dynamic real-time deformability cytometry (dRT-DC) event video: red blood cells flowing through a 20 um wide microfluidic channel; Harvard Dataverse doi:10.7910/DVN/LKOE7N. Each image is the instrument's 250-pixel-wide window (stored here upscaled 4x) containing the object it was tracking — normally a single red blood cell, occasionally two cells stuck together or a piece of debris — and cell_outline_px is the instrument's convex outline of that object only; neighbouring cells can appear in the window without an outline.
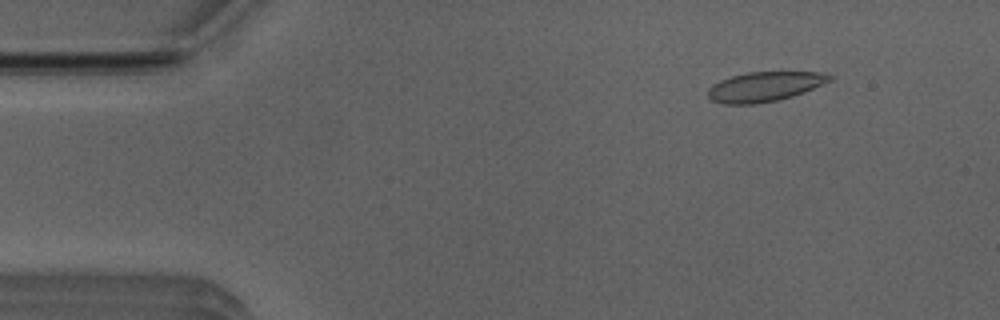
{"species": "Egyptian fruit bat (a non-hibernating species)", "species_latin": "Rousettus aegyptiacus", "temperature_condition": "room temperature", "stored_images_in_passage": 46, "camera_frame_rate_fps": 3000, "um_per_image_px": 0.085, "animal": {"sex": "male"}, "frame": {"image": 1, "passage_image": 1, "time_ms": 0.0, "image_size_px": [1000, 320], "cell_outline_px": [[832, 80], [792, 96], [776, 100], [756, 104], [724, 104], [712, 100], [708, 96], [708, 88], [712, 84], [720, 80], [732, 76], [748, 72], [820, 72], [832, 76]], "centroid_in_image_um": [64.95, 7.36], "position_along_channel_um": 20.1, "area_um2": 20.81}}
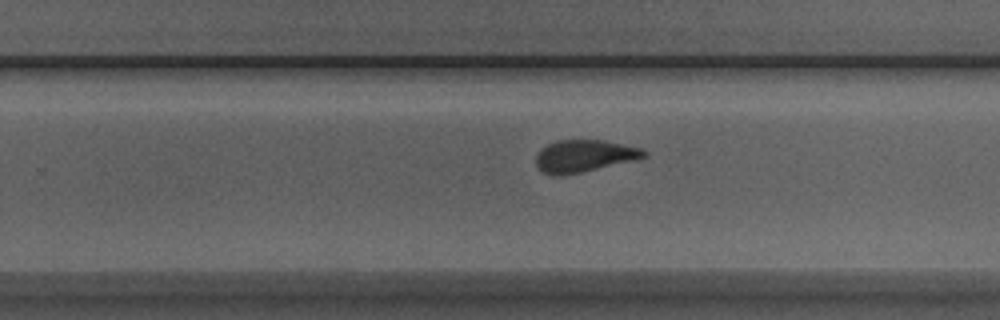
{"frame": {"image": 2, "passage_image": 27, "time_ms": 8.667, "image_size_px": [1000, 320], "cell_outline_px": [[648, 152], [644, 156], [632, 160], [580, 172], [560, 176], [556, 176], [544, 172], [536, 164], [536, 156], [540, 148], [556, 140], [604, 140], [640, 148]], "centroid_in_image_um": [49.6, 13.24], "position_along_channel_um": 280.2, "area_um2": 19.83}}
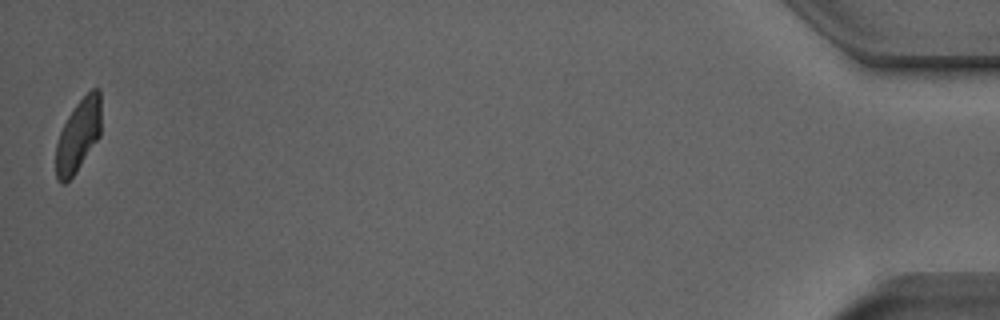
{"frame": {"image": 3, "passage_image": 46, "time_ms": 15.0, "image_size_px": [1000, 320], "cell_outline_px": [[100, 136], [76, 172], [64, 184], [60, 184], [56, 180], [56, 144], [60, 132], [68, 116], [76, 104], [92, 88], [100, 88]], "centroid_in_image_um": [6.65, 11.53], "position_along_channel_um": 428.6, "area_um2": 19.02}, "authors_computed_cell_mechanics": {"area_um2": 21.0103, "velocity_mm_per_s": 3.9461, "shape_relaxation_time_tau1_ms": null, "shape_relaxation_time_tau2_ms": 1.0262, "deformation_change_tau1": null, "deformation_change_tau2": 0.0584}}